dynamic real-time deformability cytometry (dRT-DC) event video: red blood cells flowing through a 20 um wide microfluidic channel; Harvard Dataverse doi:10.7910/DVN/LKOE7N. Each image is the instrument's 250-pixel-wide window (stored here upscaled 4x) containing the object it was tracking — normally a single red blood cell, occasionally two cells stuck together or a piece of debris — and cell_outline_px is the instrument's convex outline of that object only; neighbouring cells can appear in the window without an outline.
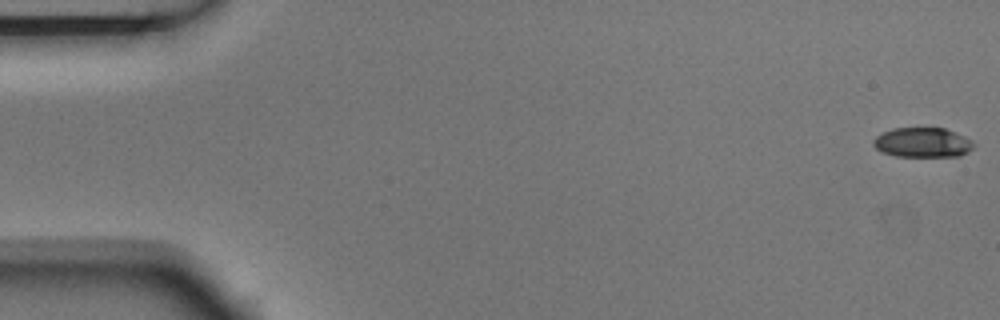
{"species": "Egyptian fruit bat (a non-hibernating species)", "species_latin": "Rousettus aegyptiacus", "temperature_condition": "room temperature", "stored_images_in_passage": 6, "camera_frame_rate_fps": 3000, "um_per_image_px": 0.085, "animal": {"sex": "male"}, "frame": {"image": 1, "passage_image": 1, "time_ms": 0.0, "image_size_px": [1000, 320], "cell_outline_px": [[976, 144], [968, 152], [960, 156], [896, 156], [880, 152], [872, 144], [872, 140], [876, 136], [892, 128], [944, 128], [956, 132], [972, 140]], "centroid_in_image_um": [78.42, 12.11], "position_along_channel_um": 6.6, "area_um2": 17.51}}
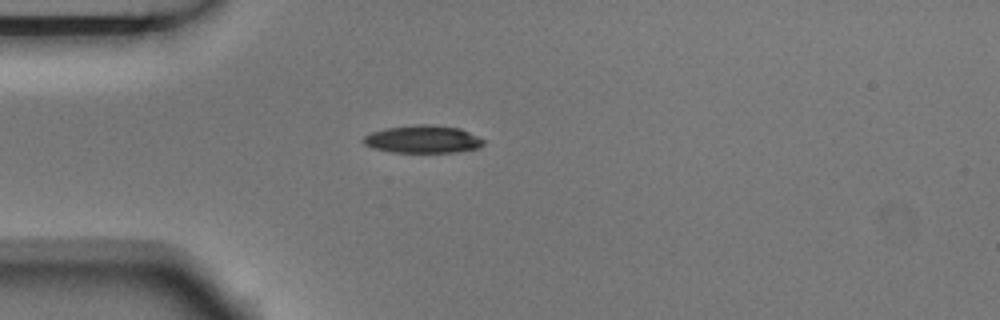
{"frame": {"image": 2, "passage_image": 5, "time_ms": 1.333, "image_size_px": [1000, 320], "cell_outline_px": [[484, 144], [476, 148], [456, 152], [392, 152], [372, 148], [364, 144], [360, 140], [364, 136], [372, 132], [384, 128], [416, 124], [432, 124], [460, 128], [484, 140]], "centroid_in_image_um": [35.89, 11.83], "position_along_channel_um": 49.1, "area_um2": 19.42}}